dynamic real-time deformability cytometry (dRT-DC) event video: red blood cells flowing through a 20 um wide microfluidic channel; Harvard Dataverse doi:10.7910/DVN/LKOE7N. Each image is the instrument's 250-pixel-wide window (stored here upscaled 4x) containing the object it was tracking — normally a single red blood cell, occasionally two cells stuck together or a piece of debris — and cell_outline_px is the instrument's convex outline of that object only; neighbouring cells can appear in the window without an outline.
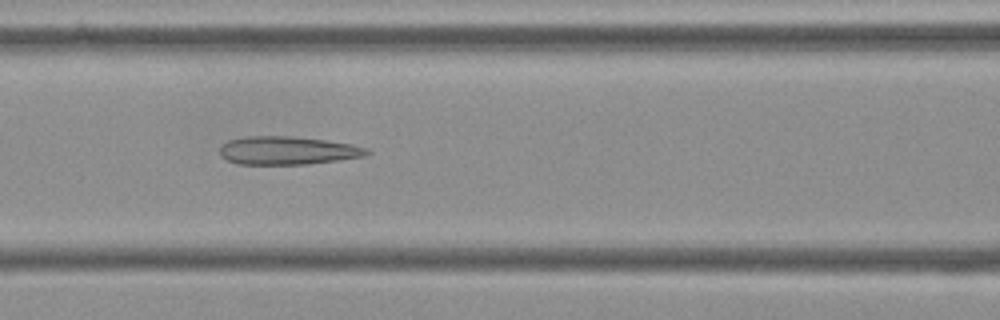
{"species": "Egyptian fruit bat (a non-hibernating species)", "species_latin": "Rousettus aegyptiacus", "temperature_condition": "cold", "stored_images_in_passage": 7, "camera_frame_rate_fps": 3000, "um_per_image_px": 0.085, "frame": {"image": 1, "passage_image": 7, "time_ms": 2.0, "image_size_px": [1000, 320], "cell_outline_px": [[372, 152], [364, 156], [340, 160], [308, 164], [236, 164], [220, 156], [220, 144], [228, 140], [244, 136], [292, 136], [324, 140], [352, 144], [368, 148]], "centroid_in_image_um": [24.43, 12.79], "position_along_channel_um": 142.2, "area_um2": 24.39}}